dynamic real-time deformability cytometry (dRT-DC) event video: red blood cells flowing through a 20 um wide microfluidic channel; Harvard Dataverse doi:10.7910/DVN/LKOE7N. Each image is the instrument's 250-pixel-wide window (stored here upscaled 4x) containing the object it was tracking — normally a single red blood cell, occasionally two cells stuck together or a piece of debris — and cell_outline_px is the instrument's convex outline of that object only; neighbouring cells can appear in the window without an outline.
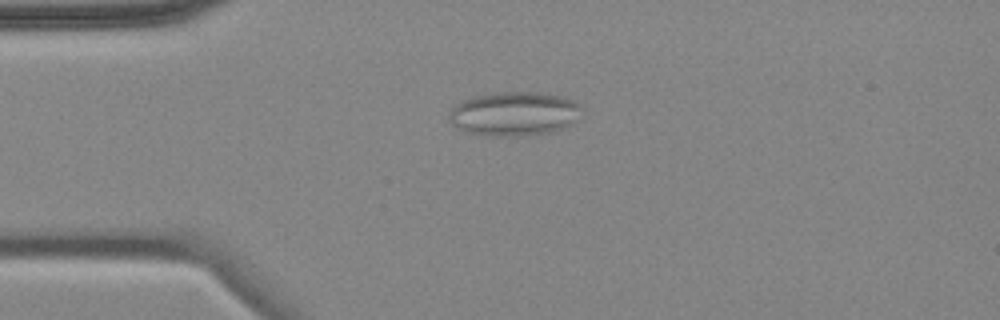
{"species": "common noctule bat (a hibernating species)", "species_latin": "Nyctalus noctula", "temperature_condition": "cold", "stored_images_in_passage": 3, "camera_frame_rate_fps": 3000, "um_per_image_px": 0.085, "animal": {"sex": "female", "body_mass_g": 18.4}, "frame": {"image": 1, "passage_image": 2, "time_ms": 1.333, "image_size_px": [1000, 320], "cell_outline_px": [[580, 108], [572, 124], [556, 132], [520, 136], [496, 136], [464, 132], [452, 124], [448, 120], [452, 108], [460, 100], [472, 96], [496, 92], [536, 92], [560, 96], [572, 100], [580, 104]], "centroid_in_image_um": [43.67, 9.67], "position_along_channel_um": 41.3, "area_um2": 34.16}}